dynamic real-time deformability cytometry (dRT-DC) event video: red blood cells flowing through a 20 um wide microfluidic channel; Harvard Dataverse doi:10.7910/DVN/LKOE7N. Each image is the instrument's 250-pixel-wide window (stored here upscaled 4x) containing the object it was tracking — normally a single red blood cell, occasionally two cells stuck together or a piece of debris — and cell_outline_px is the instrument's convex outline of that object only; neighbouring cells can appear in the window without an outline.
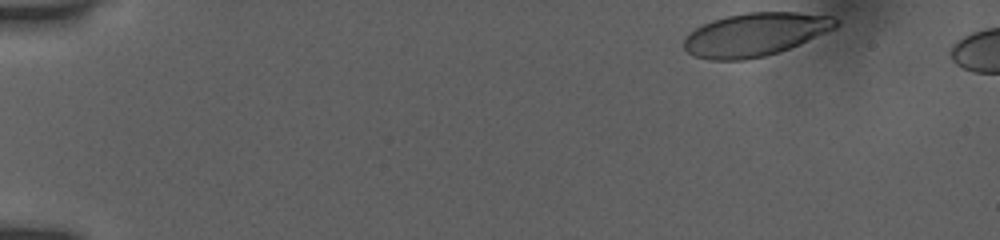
{"species": "human", "species_latin": "Homo sapiens", "temperature_condition": "room temperature", "stored_images_in_passage": 6, "camera_frame_rate_fps": 3000, "um_per_image_px": 0.085, "donor": {"sex": "female"}, "frame": {"image": 1, "passage_image": 1, "time_ms": 0.0, "image_size_px": [1000, 240], "cell_outline_px": [[840, 24], [836, 28], [788, 48], [764, 56], [744, 60], [712, 60], [692, 56], [684, 48], [684, 36], [696, 28], [712, 20], [728, 16], [748, 12], [796, 12], [832, 16], [840, 20]], "centroid_in_image_um": [64.18, 2.92], "position_along_channel_um": 20.8, "area_um2": 38.09}}